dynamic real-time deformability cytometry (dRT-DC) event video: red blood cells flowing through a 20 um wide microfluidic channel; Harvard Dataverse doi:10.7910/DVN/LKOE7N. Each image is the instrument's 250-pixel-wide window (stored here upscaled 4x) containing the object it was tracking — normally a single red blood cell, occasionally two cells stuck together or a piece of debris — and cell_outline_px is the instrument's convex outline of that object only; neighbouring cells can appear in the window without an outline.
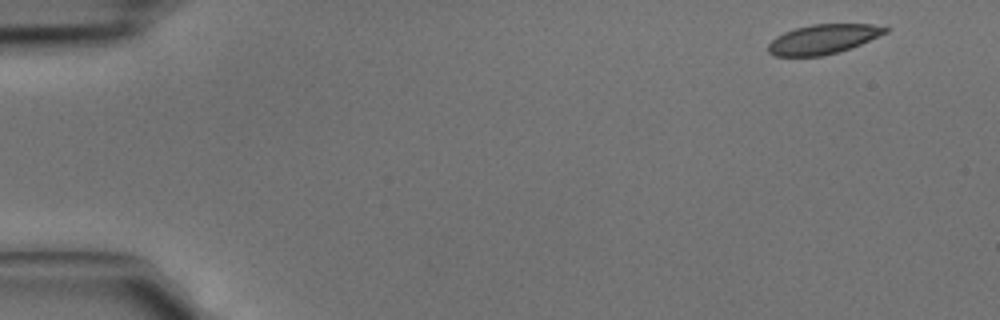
{"species": "common noctule bat (a hibernating species)", "species_latin": "Nyctalus noctula", "temperature_condition": "cold", "stored_images_in_passage": 4, "camera_frame_rate_fps": 3000, "um_per_image_px": 0.085, "animal": {"sex": "male", "body_mass_g": 15.6}, "frame": {"image": 1, "passage_image": 1, "time_ms": 0.0, "image_size_px": [1000, 320], "cell_outline_px": [[888, 32], [860, 44], [836, 52], [820, 56], [776, 56], [768, 52], [768, 44], [776, 36], [784, 32], [796, 28], [812, 24], [872, 24], [888, 28]], "centroid_in_image_um": [69.94, 3.32], "position_along_channel_um": 15.1, "area_um2": 19.88}}